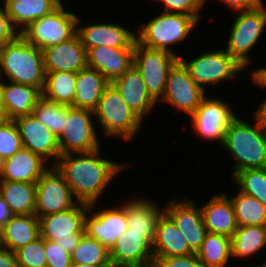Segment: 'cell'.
<instances>
[{"label":"cell","instance_id":"obj_24","mask_svg":"<svg viewBox=\"0 0 266 267\" xmlns=\"http://www.w3.org/2000/svg\"><path fill=\"white\" fill-rule=\"evenodd\" d=\"M132 199V200H131ZM164 207L147 198H129L126 201L127 228L131 232L143 233V238L152 246L157 223Z\"/></svg>","mask_w":266,"mask_h":267},{"label":"cell","instance_id":"obj_44","mask_svg":"<svg viewBox=\"0 0 266 267\" xmlns=\"http://www.w3.org/2000/svg\"><path fill=\"white\" fill-rule=\"evenodd\" d=\"M19 32L12 26L4 6L0 5V49L13 41Z\"/></svg>","mask_w":266,"mask_h":267},{"label":"cell","instance_id":"obj_32","mask_svg":"<svg viewBox=\"0 0 266 267\" xmlns=\"http://www.w3.org/2000/svg\"><path fill=\"white\" fill-rule=\"evenodd\" d=\"M266 246V226H240L231 237L233 258H249Z\"/></svg>","mask_w":266,"mask_h":267},{"label":"cell","instance_id":"obj_19","mask_svg":"<svg viewBox=\"0 0 266 267\" xmlns=\"http://www.w3.org/2000/svg\"><path fill=\"white\" fill-rule=\"evenodd\" d=\"M45 74L48 72L78 73L87 66L86 49L76 33L67 41L42 50Z\"/></svg>","mask_w":266,"mask_h":267},{"label":"cell","instance_id":"obj_56","mask_svg":"<svg viewBox=\"0 0 266 267\" xmlns=\"http://www.w3.org/2000/svg\"><path fill=\"white\" fill-rule=\"evenodd\" d=\"M264 128L265 136H266V126H262Z\"/></svg>","mask_w":266,"mask_h":267},{"label":"cell","instance_id":"obj_1","mask_svg":"<svg viewBox=\"0 0 266 267\" xmlns=\"http://www.w3.org/2000/svg\"><path fill=\"white\" fill-rule=\"evenodd\" d=\"M100 152L101 148L91 152L64 154L55 165L78 202L90 205L100 201L110 182L127 167L124 163L103 158Z\"/></svg>","mask_w":266,"mask_h":267},{"label":"cell","instance_id":"obj_34","mask_svg":"<svg viewBox=\"0 0 266 267\" xmlns=\"http://www.w3.org/2000/svg\"><path fill=\"white\" fill-rule=\"evenodd\" d=\"M76 91V73L48 72L45 74V83L42 97L63 105L73 107Z\"/></svg>","mask_w":266,"mask_h":267},{"label":"cell","instance_id":"obj_47","mask_svg":"<svg viewBox=\"0 0 266 267\" xmlns=\"http://www.w3.org/2000/svg\"><path fill=\"white\" fill-rule=\"evenodd\" d=\"M251 82L258 86L261 90L266 89V66L264 67H258L251 70Z\"/></svg>","mask_w":266,"mask_h":267},{"label":"cell","instance_id":"obj_3","mask_svg":"<svg viewBox=\"0 0 266 267\" xmlns=\"http://www.w3.org/2000/svg\"><path fill=\"white\" fill-rule=\"evenodd\" d=\"M4 77L14 83L34 86L42 92L45 83L42 50L19 34L0 49V79L4 80Z\"/></svg>","mask_w":266,"mask_h":267},{"label":"cell","instance_id":"obj_36","mask_svg":"<svg viewBox=\"0 0 266 267\" xmlns=\"http://www.w3.org/2000/svg\"><path fill=\"white\" fill-rule=\"evenodd\" d=\"M71 255V263L112 265L109 250L96 239L84 234Z\"/></svg>","mask_w":266,"mask_h":267},{"label":"cell","instance_id":"obj_52","mask_svg":"<svg viewBox=\"0 0 266 267\" xmlns=\"http://www.w3.org/2000/svg\"><path fill=\"white\" fill-rule=\"evenodd\" d=\"M120 267H156L155 263H149V264H144V265H131V266H120Z\"/></svg>","mask_w":266,"mask_h":267},{"label":"cell","instance_id":"obj_25","mask_svg":"<svg viewBox=\"0 0 266 267\" xmlns=\"http://www.w3.org/2000/svg\"><path fill=\"white\" fill-rule=\"evenodd\" d=\"M50 167L41 156L22 148L12 157L5 159L0 181L36 183Z\"/></svg>","mask_w":266,"mask_h":267},{"label":"cell","instance_id":"obj_17","mask_svg":"<svg viewBox=\"0 0 266 267\" xmlns=\"http://www.w3.org/2000/svg\"><path fill=\"white\" fill-rule=\"evenodd\" d=\"M20 133L23 148L41 156L55 166L61 156L58 137L31 113L14 120Z\"/></svg>","mask_w":266,"mask_h":267},{"label":"cell","instance_id":"obj_26","mask_svg":"<svg viewBox=\"0 0 266 267\" xmlns=\"http://www.w3.org/2000/svg\"><path fill=\"white\" fill-rule=\"evenodd\" d=\"M10 82V83H9ZM3 110L8 120L31 114L42 92L31 85L1 80Z\"/></svg>","mask_w":266,"mask_h":267},{"label":"cell","instance_id":"obj_51","mask_svg":"<svg viewBox=\"0 0 266 267\" xmlns=\"http://www.w3.org/2000/svg\"><path fill=\"white\" fill-rule=\"evenodd\" d=\"M8 121L6 113L3 109H0V127Z\"/></svg>","mask_w":266,"mask_h":267},{"label":"cell","instance_id":"obj_28","mask_svg":"<svg viewBox=\"0 0 266 267\" xmlns=\"http://www.w3.org/2000/svg\"><path fill=\"white\" fill-rule=\"evenodd\" d=\"M152 252L153 257L185 256L195 253L189 247L176 224L165 212L157 223Z\"/></svg>","mask_w":266,"mask_h":267},{"label":"cell","instance_id":"obj_50","mask_svg":"<svg viewBox=\"0 0 266 267\" xmlns=\"http://www.w3.org/2000/svg\"><path fill=\"white\" fill-rule=\"evenodd\" d=\"M70 267H112V265H90V264H79V263H71Z\"/></svg>","mask_w":266,"mask_h":267},{"label":"cell","instance_id":"obj_18","mask_svg":"<svg viewBox=\"0 0 266 267\" xmlns=\"http://www.w3.org/2000/svg\"><path fill=\"white\" fill-rule=\"evenodd\" d=\"M82 18L77 19V34L86 51L89 48L105 46L112 48H135L136 32L119 23H91L80 25Z\"/></svg>","mask_w":266,"mask_h":267},{"label":"cell","instance_id":"obj_49","mask_svg":"<svg viewBox=\"0 0 266 267\" xmlns=\"http://www.w3.org/2000/svg\"><path fill=\"white\" fill-rule=\"evenodd\" d=\"M254 115L260 121L262 126H266V98L260 102L256 108Z\"/></svg>","mask_w":266,"mask_h":267},{"label":"cell","instance_id":"obj_14","mask_svg":"<svg viewBox=\"0 0 266 267\" xmlns=\"http://www.w3.org/2000/svg\"><path fill=\"white\" fill-rule=\"evenodd\" d=\"M77 203L64 176L55 166H51L36 182L35 215L38 218L69 210Z\"/></svg>","mask_w":266,"mask_h":267},{"label":"cell","instance_id":"obj_46","mask_svg":"<svg viewBox=\"0 0 266 267\" xmlns=\"http://www.w3.org/2000/svg\"><path fill=\"white\" fill-rule=\"evenodd\" d=\"M0 267H18L15 252L0 246Z\"/></svg>","mask_w":266,"mask_h":267},{"label":"cell","instance_id":"obj_2","mask_svg":"<svg viewBox=\"0 0 266 267\" xmlns=\"http://www.w3.org/2000/svg\"><path fill=\"white\" fill-rule=\"evenodd\" d=\"M254 123L236 116L225 132L221 145L234 158L232 177L240 170L266 168V136L260 121Z\"/></svg>","mask_w":266,"mask_h":267},{"label":"cell","instance_id":"obj_7","mask_svg":"<svg viewBox=\"0 0 266 267\" xmlns=\"http://www.w3.org/2000/svg\"><path fill=\"white\" fill-rule=\"evenodd\" d=\"M179 60L188 69L195 83L206 92L207 87L219 86V83L227 79L235 80L245 71L224 49L205 51L189 61L181 57Z\"/></svg>","mask_w":266,"mask_h":267},{"label":"cell","instance_id":"obj_55","mask_svg":"<svg viewBox=\"0 0 266 267\" xmlns=\"http://www.w3.org/2000/svg\"><path fill=\"white\" fill-rule=\"evenodd\" d=\"M258 267H266V261H263L262 265H259Z\"/></svg>","mask_w":266,"mask_h":267},{"label":"cell","instance_id":"obj_15","mask_svg":"<svg viewBox=\"0 0 266 267\" xmlns=\"http://www.w3.org/2000/svg\"><path fill=\"white\" fill-rule=\"evenodd\" d=\"M96 205H89L84 218V232L110 250L127 229L126 202L123 201L117 207H102L98 210L95 208Z\"/></svg>","mask_w":266,"mask_h":267},{"label":"cell","instance_id":"obj_31","mask_svg":"<svg viewBox=\"0 0 266 267\" xmlns=\"http://www.w3.org/2000/svg\"><path fill=\"white\" fill-rule=\"evenodd\" d=\"M0 196L15 215H35L36 183L0 181Z\"/></svg>","mask_w":266,"mask_h":267},{"label":"cell","instance_id":"obj_45","mask_svg":"<svg viewBox=\"0 0 266 267\" xmlns=\"http://www.w3.org/2000/svg\"><path fill=\"white\" fill-rule=\"evenodd\" d=\"M228 6L233 12L253 10L260 7L263 0H220ZM208 0H204V5Z\"/></svg>","mask_w":266,"mask_h":267},{"label":"cell","instance_id":"obj_16","mask_svg":"<svg viewBox=\"0 0 266 267\" xmlns=\"http://www.w3.org/2000/svg\"><path fill=\"white\" fill-rule=\"evenodd\" d=\"M194 198L172 199L164 206V212L173 220L189 247L196 253L201 247L208 230L205 227L200 205Z\"/></svg>","mask_w":266,"mask_h":267},{"label":"cell","instance_id":"obj_30","mask_svg":"<svg viewBox=\"0 0 266 267\" xmlns=\"http://www.w3.org/2000/svg\"><path fill=\"white\" fill-rule=\"evenodd\" d=\"M39 236V218L36 215H14L4 225L0 246L15 252Z\"/></svg>","mask_w":266,"mask_h":267},{"label":"cell","instance_id":"obj_22","mask_svg":"<svg viewBox=\"0 0 266 267\" xmlns=\"http://www.w3.org/2000/svg\"><path fill=\"white\" fill-rule=\"evenodd\" d=\"M109 255L112 267L154 262L152 246L143 238V233L131 232L128 228L118 237Z\"/></svg>","mask_w":266,"mask_h":267},{"label":"cell","instance_id":"obj_5","mask_svg":"<svg viewBox=\"0 0 266 267\" xmlns=\"http://www.w3.org/2000/svg\"><path fill=\"white\" fill-rule=\"evenodd\" d=\"M198 24L190 15L162 11L141 25L136 41L147 48L165 50L180 57L170 46L185 41Z\"/></svg>","mask_w":266,"mask_h":267},{"label":"cell","instance_id":"obj_27","mask_svg":"<svg viewBox=\"0 0 266 267\" xmlns=\"http://www.w3.org/2000/svg\"><path fill=\"white\" fill-rule=\"evenodd\" d=\"M12 26L23 32L32 22L53 12L62 0H0Z\"/></svg>","mask_w":266,"mask_h":267},{"label":"cell","instance_id":"obj_35","mask_svg":"<svg viewBox=\"0 0 266 267\" xmlns=\"http://www.w3.org/2000/svg\"><path fill=\"white\" fill-rule=\"evenodd\" d=\"M232 202L238 227L240 226H266V207L255 197L240 190Z\"/></svg>","mask_w":266,"mask_h":267},{"label":"cell","instance_id":"obj_38","mask_svg":"<svg viewBox=\"0 0 266 267\" xmlns=\"http://www.w3.org/2000/svg\"><path fill=\"white\" fill-rule=\"evenodd\" d=\"M231 179L238 190L255 197L266 207V168L240 170Z\"/></svg>","mask_w":266,"mask_h":267},{"label":"cell","instance_id":"obj_11","mask_svg":"<svg viewBox=\"0 0 266 267\" xmlns=\"http://www.w3.org/2000/svg\"><path fill=\"white\" fill-rule=\"evenodd\" d=\"M178 60L174 53L135 42L133 64L141 72L146 90L156 103L163 98L168 73Z\"/></svg>","mask_w":266,"mask_h":267},{"label":"cell","instance_id":"obj_8","mask_svg":"<svg viewBox=\"0 0 266 267\" xmlns=\"http://www.w3.org/2000/svg\"><path fill=\"white\" fill-rule=\"evenodd\" d=\"M89 205L78 202L69 210L39 217L40 236L55 241L71 254L84 232V218Z\"/></svg>","mask_w":266,"mask_h":267},{"label":"cell","instance_id":"obj_33","mask_svg":"<svg viewBox=\"0 0 266 267\" xmlns=\"http://www.w3.org/2000/svg\"><path fill=\"white\" fill-rule=\"evenodd\" d=\"M196 255L203 267H226L232 259L231 238L208 232Z\"/></svg>","mask_w":266,"mask_h":267},{"label":"cell","instance_id":"obj_29","mask_svg":"<svg viewBox=\"0 0 266 267\" xmlns=\"http://www.w3.org/2000/svg\"><path fill=\"white\" fill-rule=\"evenodd\" d=\"M110 82L96 69L86 66L76 73L73 107L94 111Z\"/></svg>","mask_w":266,"mask_h":267},{"label":"cell","instance_id":"obj_10","mask_svg":"<svg viewBox=\"0 0 266 267\" xmlns=\"http://www.w3.org/2000/svg\"><path fill=\"white\" fill-rule=\"evenodd\" d=\"M93 111L70 107L65 112V123L58 138L61 155L91 152L101 148Z\"/></svg>","mask_w":266,"mask_h":267},{"label":"cell","instance_id":"obj_54","mask_svg":"<svg viewBox=\"0 0 266 267\" xmlns=\"http://www.w3.org/2000/svg\"><path fill=\"white\" fill-rule=\"evenodd\" d=\"M0 109H3L2 92H1V79H0Z\"/></svg>","mask_w":266,"mask_h":267},{"label":"cell","instance_id":"obj_6","mask_svg":"<svg viewBox=\"0 0 266 267\" xmlns=\"http://www.w3.org/2000/svg\"><path fill=\"white\" fill-rule=\"evenodd\" d=\"M265 7V4H262L253 10L238 11L228 33L227 47L224 50L245 69L252 62L250 52L266 29Z\"/></svg>","mask_w":266,"mask_h":267},{"label":"cell","instance_id":"obj_43","mask_svg":"<svg viewBox=\"0 0 266 267\" xmlns=\"http://www.w3.org/2000/svg\"><path fill=\"white\" fill-rule=\"evenodd\" d=\"M153 258L156 267H203L196 253L185 256Z\"/></svg>","mask_w":266,"mask_h":267},{"label":"cell","instance_id":"obj_41","mask_svg":"<svg viewBox=\"0 0 266 267\" xmlns=\"http://www.w3.org/2000/svg\"><path fill=\"white\" fill-rule=\"evenodd\" d=\"M162 2L163 12L187 14L194 17L198 22L201 21L204 0H159Z\"/></svg>","mask_w":266,"mask_h":267},{"label":"cell","instance_id":"obj_13","mask_svg":"<svg viewBox=\"0 0 266 267\" xmlns=\"http://www.w3.org/2000/svg\"><path fill=\"white\" fill-rule=\"evenodd\" d=\"M207 93L195 83L188 69L178 60L168 73L164 95L160 101L177 109L176 112L183 111L190 117L208 96Z\"/></svg>","mask_w":266,"mask_h":267},{"label":"cell","instance_id":"obj_40","mask_svg":"<svg viewBox=\"0 0 266 267\" xmlns=\"http://www.w3.org/2000/svg\"><path fill=\"white\" fill-rule=\"evenodd\" d=\"M22 148L21 137L16 123L14 120H8L0 127V156L7 159Z\"/></svg>","mask_w":266,"mask_h":267},{"label":"cell","instance_id":"obj_12","mask_svg":"<svg viewBox=\"0 0 266 267\" xmlns=\"http://www.w3.org/2000/svg\"><path fill=\"white\" fill-rule=\"evenodd\" d=\"M229 102L217 97L206 96L197 110L189 117L190 123L201 139L224 142L225 132L232 120L237 116Z\"/></svg>","mask_w":266,"mask_h":267},{"label":"cell","instance_id":"obj_20","mask_svg":"<svg viewBox=\"0 0 266 267\" xmlns=\"http://www.w3.org/2000/svg\"><path fill=\"white\" fill-rule=\"evenodd\" d=\"M134 49L105 46L89 48L86 51L87 66L96 69L112 83L133 65Z\"/></svg>","mask_w":266,"mask_h":267},{"label":"cell","instance_id":"obj_48","mask_svg":"<svg viewBox=\"0 0 266 267\" xmlns=\"http://www.w3.org/2000/svg\"><path fill=\"white\" fill-rule=\"evenodd\" d=\"M15 214L10 210L8 204L0 196V236L2 235L4 225L13 218Z\"/></svg>","mask_w":266,"mask_h":267},{"label":"cell","instance_id":"obj_9","mask_svg":"<svg viewBox=\"0 0 266 267\" xmlns=\"http://www.w3.org/2000/svg\"><path fill=\"white\" fill-rule=\"evenodd\" d=\"M62 3L50 14L32 22L20 34L41 50L67 41L77 33L78 16Z\"/></svg>","mask_w":266,"mask_h":267},{"label":"cell","instance_id":"obj_23","mask_svg":"<svg viewBox=\"0 0 266 267\" xmlns=\"http://www.w3.org/2000/svg\"><path fill=\"white\" fill-rule=\"evenodd\" d=\"M200 209L208 232L231 238L237 230L234 208L227 192L214 194Z\"/></svg>","mask_w":266,"mask_h":267},{"label":"cell","instance_id":"obj_53","mask_svg":"<svg viewBox=\"0 0 266 267\" xmlns=\"http://www.w3.org/2000/svg\"><path fill=\"white\" fill-rule=\"evenodd\" d=\"M4 164H5V159L0 156V177L4 171Z\"/></svg>","mask_w":266,"mask_h":267},{"label":"cell","instance_id":"obj_42","mask_svg":"<svg viewBox=\"0 0 266 267\" xmlns=\"http://www.w3.org/2000/svg\"><path fill=\"white\" fill-rule=\"evenodd\" d=\"M44 250L47 259V267L71 266V255L62 249L55 241L44 239Z\"/></svg>","mask_w":266,"mask_h":267},{"label":"cell","instance_id":"obj_39","mask_svg":"<svg viewBox=\"0 0 266 267\" xmlns=\"http://www.w3.org/2000/svg\"><path fill=\"white\" fill-rule=\"evenodd\" d=\"M18 267H47L44 238L39 236L15 251Z\"/></svg>","mask_w":266,"mask_h":267},{"label":"cell","instance_id":"obj_37","mask_svg":"<svg viewBox=\"0 0 266 267\" xmlns=\"http://www.w3.org/2000/svg\"><path fill=\"white\" fill-rule=\"evenodd\" d=\"M70 107L71 106L51 102L41 97L37 101L32 113L43 125L59 138L65 123V112Z\"/></svg>","mask_w":266,"mask_h":267},{"label":"cell","instance_id":"obj_4","mask_svg":"<svg viewBox=\"0 0 266 267\" xmlns=\"http://www.w3.org/2000/svg\"><path fill=\"white\" fill-rule=\"evenodd\" d=\"M97 128L106 138L133 140L143 127V120L128 107L117 89L110 83L93 111ZM139 131V132H138Z\"/></svg>","mask_w":266,"mask_h":267},{"label":"cell","instance_id":"obj_21","mask_svg":"<svg viewBox=\"0 0 266 267\" xmlns=\"http://www.w3.org/2000/svg\"><path fill=\"white\" fill-rule=\"evenodd\" d=\"M111 84L142 120L155 109L157 103L148 94L142 74L134 64Z\"/></svg>","mask_w":266,"mask_h":267}]
</instances>
